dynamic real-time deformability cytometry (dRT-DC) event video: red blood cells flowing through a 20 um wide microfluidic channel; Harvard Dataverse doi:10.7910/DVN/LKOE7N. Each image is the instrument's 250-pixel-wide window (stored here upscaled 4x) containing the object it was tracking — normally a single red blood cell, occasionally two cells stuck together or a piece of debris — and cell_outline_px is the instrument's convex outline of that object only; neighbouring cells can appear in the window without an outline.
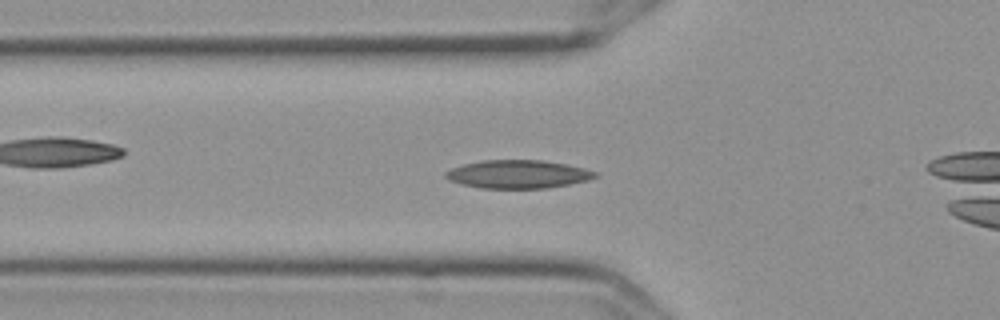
{"species": "Egyptian fruit bat (a non-hibernating species)", "species_latin": "Rousettus aegyptiacus", "temperature_condition": "cold", "stored_images_in_passage": 47, "camera_frame_rate_fps": 3000, "um_per_image_px": 0.085, "frame": {"image": 1, "passage_image": 11, "time_ms": 3.333, "image_size_px": [1000, 320], "cell_outline_px": [[600, 176], [588, 180], [548, 188], [480, 188], [448, 180], [444, 176], [444, 172], [452, 168], [464, 164], [480, 160], [544, 160], [568, 164], [584, 168], [596, 172]], "centroid_in_image_um": [44.04, 14.8], "position_along_channel_um": 81.8, "area_um2": 24.68}}
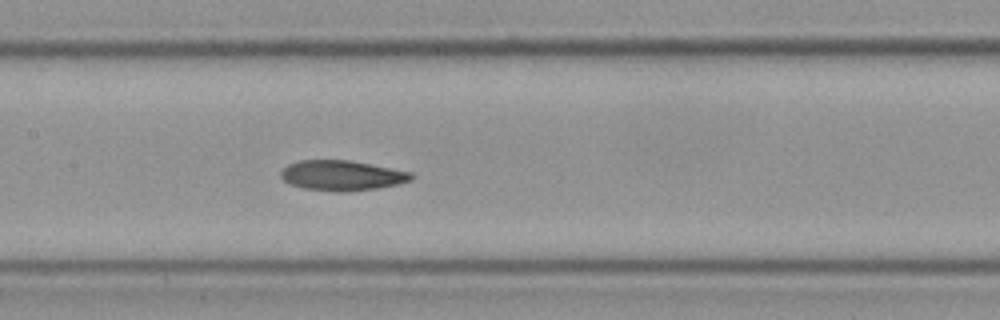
{"frame": {"image": 2, "passage_image": 19, "time_ms": 6.0, "image_size_px": [1000, 320], "cell_outline_px": [[412, 180], [400, 184], [376, 188], [344, 192], [340, 192], [304, 188], [292, 184], [284, 180], [280, 176], [280, 172], [288, 164], [300, 160], [348, 160], [412, 172]], "centroid_in_image_um": [29.07, 14.91], "position_along_channel_um": 178.3, "area_um2": 22.72}}
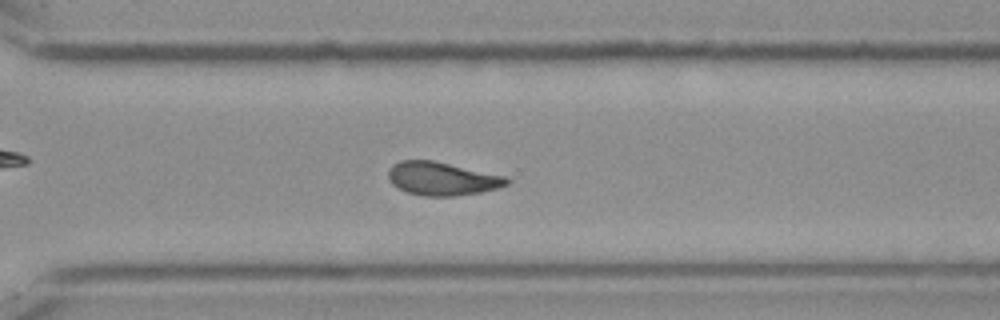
{"frame": {"image": 3, "passage_image": 32, "time_ms": 10.333, "image_size_px": [1000, 320], "cell_outline_px": [[512, 180], [508, 184], [496, 188], [480, 192], [456, 196], [420, 196], [408, 192], [392, 184], [388, 176], [388, 168], [392, 164], [400, 160], [432, 160], [508, 176]], "centroid_in_image_um": [37.59, 15.18], "position_along_channel_um": 333.0, "area_um2": 23.18}, "authors_computed_cell_mechanics": {"area_um2": 22.7154, "velocity_mm_per_s": 3.5775, "shape_relaxation_time_tau1_ms": null, "shape_relaxation_time_tau2_ms": 5.3016, "deformation_change_tau1": null, "deformation_change_tau2": 0.1195}}